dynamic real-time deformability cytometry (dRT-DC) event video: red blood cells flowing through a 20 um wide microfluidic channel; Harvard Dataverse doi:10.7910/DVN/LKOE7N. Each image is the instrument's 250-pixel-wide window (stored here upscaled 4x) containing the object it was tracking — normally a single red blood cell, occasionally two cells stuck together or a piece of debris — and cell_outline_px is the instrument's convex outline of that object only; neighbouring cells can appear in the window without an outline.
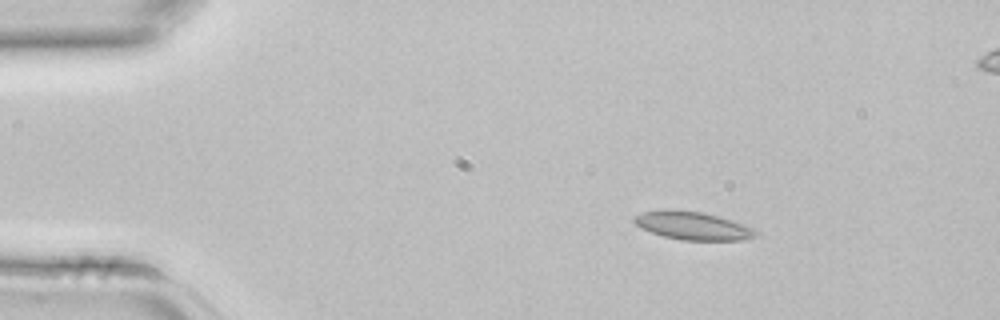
{"species": "common noctule bat (a hibernating species)", "species_latin": "Nyctalus noctula", "temperature_condition": "room temperature", "stored_images_in_passage": 2, "segment_of_instrument_passage": [1, 2], "camera_frame_rate_fps": 3000, "um_per_image_px": 0.085, "animal": {"sex": "female", "body_mass_g": 22.7, "forearm_length_mm": 54.2}, "frame": {"image": 1, "passage_image": 1, "time_ms": 0.0, "image_size_px": [1000, 320], "cell_outline_px": [[760, 232], [752, 236], [740, 240], [684, 240], [664, 236], [640, 228], [632, 220], [632, 216], [640, 212], [664, 208], [672, 208], [704, 212], [720, 216], [756, 228]], "centroid_in_image_um": [58.84, 19.14], "position_along_channel_um": 26.2, "area_um2": 20.35}}